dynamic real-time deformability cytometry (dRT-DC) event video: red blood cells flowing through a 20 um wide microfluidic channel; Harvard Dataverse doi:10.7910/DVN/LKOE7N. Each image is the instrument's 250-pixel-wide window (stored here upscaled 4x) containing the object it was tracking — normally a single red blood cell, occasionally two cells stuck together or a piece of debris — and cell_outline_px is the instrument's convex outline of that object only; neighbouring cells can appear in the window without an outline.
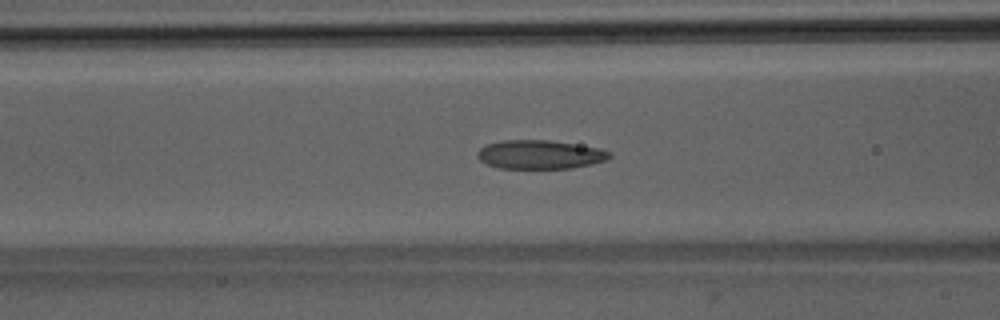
{"species": "Egyptian fruit bat (a non-hibernating species)", "species_latin": "Rousettus aegyptiacus", "temperature_condition": "room temperature", "stored_images_in_passage": 51, "camera_frame_rate_fps": 3000, "um_per_image_px": 0.085, "animal": {"sex": "male"}, "frame": {"image": 1, "passage_image": 21, "time_ms": 6.667, "image_size_px": [1000, 320], "cell_outline_px": [[612, 156], [604, 160], [592, 164], [572, 168], [500, 168], [488, 164], [480, 160], [476, 156], [476, 152], [480, 148], [488, 144], [504, 140], [548, 140], [600, 148], [612, 152]], "centroid_in_image_um": [45.9, 13.13], "position_along_channel_um": 120.7, "area_um2": 22.08}}
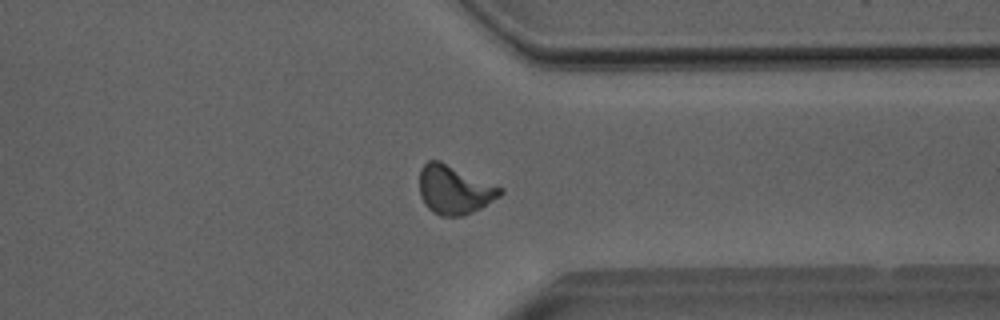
{"frame": {"image": 2, "passage_image": 40, "time_ms": 13.0, "image_size_px": [1000, 320], "cell_outline_px": [[504, 192], [500, 196], [480, 208], [464, 216], [440, 216], [432, 212], [424, 204], [420, 196], [420, 168], [428, 160], [440, 160], [504, 188]], "centroid_in_image_um": [38.62, 16.12], "position_along_channel_um": 372.8, "area_um2": 23.12}}
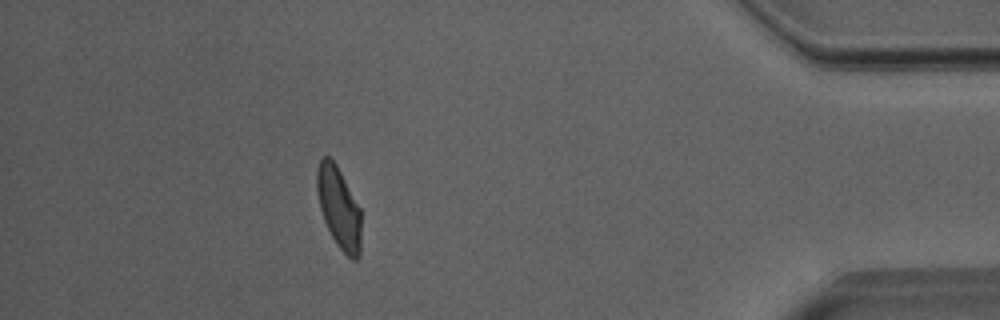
{"frame": {"image": 3, "passage_image": 46, "time_ms": 15.0, "image_size_px": [1000, 320], "cell_outline_px": [[360, 256], [356, 260], [352, 260], [336, 244], [324, 220], [320, 208], [316, 188], [316, 168], [320, 160], [324, 156], [328, 156], [336, 164], [360, 208]], "centroid_in_image_um": [28.79, 17.65], "position_along_channel_um": 406.4, "area_um2": 20.81}, "authors_computed_cell_mechanics": {"area_um2": 22.4264, "velocity_mm_per_s": 4.017, "shape_relaxation_time_tau1_ms": 6.4956, "shape_relaxation_time_tau2_ms": 1.6286, "deformation_change_tau1": 0.1767, "deformation_change_tau2": 0.0833}}